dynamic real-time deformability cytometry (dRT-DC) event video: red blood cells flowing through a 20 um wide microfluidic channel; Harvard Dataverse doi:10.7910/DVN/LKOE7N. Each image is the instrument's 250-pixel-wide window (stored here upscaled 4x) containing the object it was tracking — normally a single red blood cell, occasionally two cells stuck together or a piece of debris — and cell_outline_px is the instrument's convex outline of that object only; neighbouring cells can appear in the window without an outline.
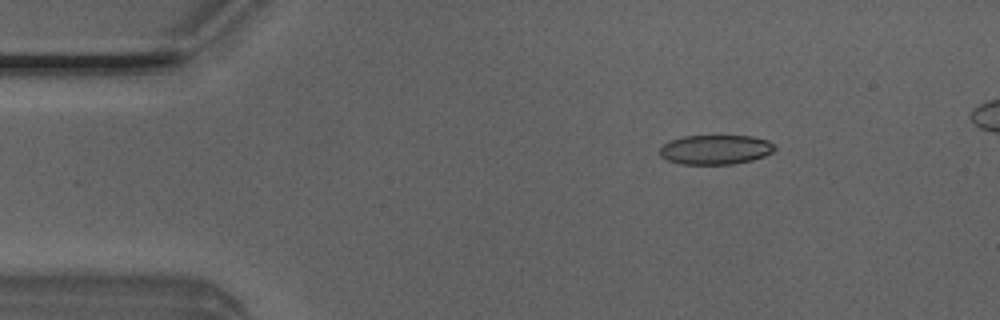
{"species": "Egyptian fruit bat (a non-hibernating species)", "species_latin": "Rousettus aegyptiacus", "temperature_condition": "room temperature", "stored_images_in_passage": 26, "camera_frame_rate_fps": 3000, "um_per_image_px": 0.085, "animal": {"sex": "male"}, "frame": {"image": 1, "passage_image": 1, "time_ms": 0.0, "image_size_px": [1000, 320], "cell_outline_px": [[776, 148], [772, 152], [764, 156], [752, 160], [732, 164], [680, 164], [668, 160], [660, 156], [660, 148], [668, 140], [684, 136], [752, 136], [768, 140], [776, 144]], "centroid_in_image_um": [60.83, 12.71], "position_along_channel_um": 24.2, "area_um2": 19.88}}
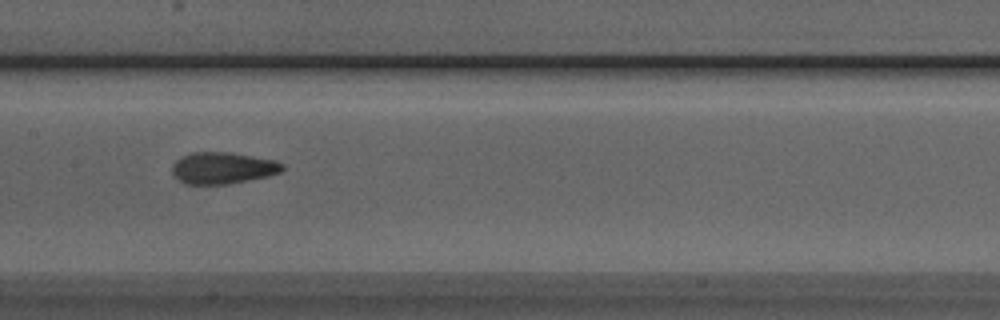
{"frame": {"image": 2, "passage_image": 18, "time_ms": 5.667, "image_size_px": [1000, 320], "cell_outline_px": [[284, 168], [280, 172], [268, 176], [228, 184], [184, 184], [172, 172], [172, 164], [180, 156], [192, 152], [232, 152], [276, 160], [284, 164]], "centroid_in_image_um": [18.94, 14.27], "position_along_channel_um": 188.5, "area_um2": 20.46}}
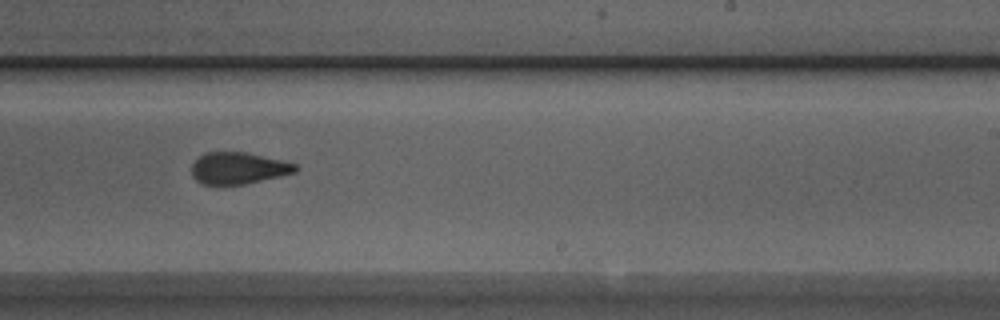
{"frame": {"image": 3, "passage_image": 24, "time_ms": 7.667, "image_size_px": [1000, 320], "cell_outline_px": [[300, 168], [296, 172], [280, 176], [244, 184], [200, 184], [192, 176], [192, 164], [200, 156], [208, 152], [244, 152], [280, 160], [296, 164]], "centroid_in_image_um": [20.26, 14.3], "position_along_channel_um": 268.7, "area_um2": 18.96}}